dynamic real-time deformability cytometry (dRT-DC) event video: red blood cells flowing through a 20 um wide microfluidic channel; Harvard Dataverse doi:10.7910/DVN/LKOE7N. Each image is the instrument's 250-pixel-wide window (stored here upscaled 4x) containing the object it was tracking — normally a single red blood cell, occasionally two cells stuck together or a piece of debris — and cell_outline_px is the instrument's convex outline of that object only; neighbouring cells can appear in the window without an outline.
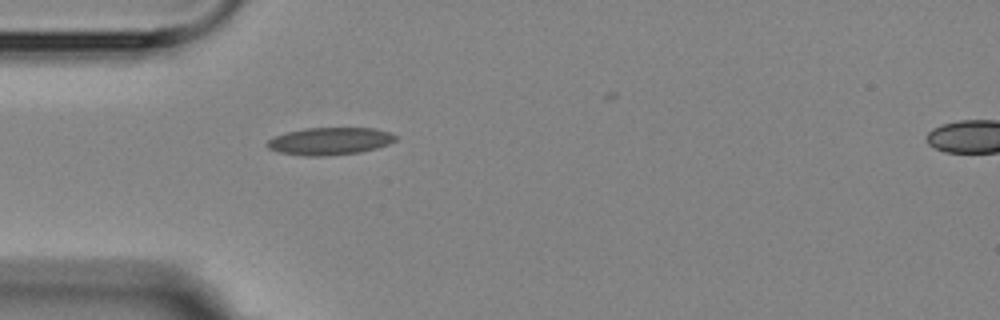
{"species": "Egyptian fruit bat (a non-hibernating species)", "species_latin": "Rousettus aegyptiacus", "temperature_condition": "room temperature", "stored_images_in_passage": 2, "segment_of_instrument_passage": [1, 2], "camera_frame_rate_fps": 3000, "um_per_image_px": 0.085, "animal": {"sex": "female"}, "frame": {"image": 1, "passage_image": 1, "time_ms": 0.0, "image_size_px": [1000, 320], "cell_outline_px": [[396, 140], [388, 144], [376, 148], [360, 152], [320, 156], [304, 156], [280, 152], [268, 148], [264, 144], [268, 140], [276, 136], [288, 132], [304, 128], [372, 128], [388, 132], [396, 136]], "centroid_in_image_um": [28.01, 12.0], "position_along_channel_um": 57.0, "area_um2": 20.29}}